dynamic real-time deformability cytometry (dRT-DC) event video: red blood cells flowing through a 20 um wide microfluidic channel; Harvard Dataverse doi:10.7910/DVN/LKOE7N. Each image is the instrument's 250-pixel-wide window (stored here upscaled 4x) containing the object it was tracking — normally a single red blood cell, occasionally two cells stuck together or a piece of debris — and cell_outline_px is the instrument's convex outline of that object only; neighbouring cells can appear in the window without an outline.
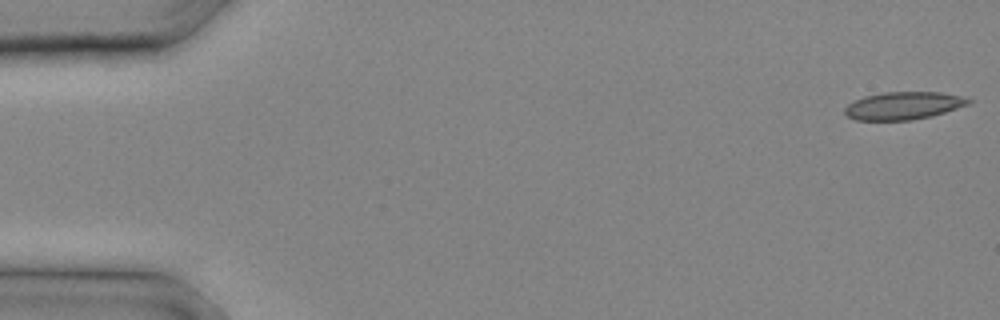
{"species": "common noctule bat (a hibernating species)", "species_latin": "Nyctalus noctula", "temperature_condition": "cold", "stored_images_in_passage": 11, "camera_frame_rate_fps": 3000, "um_per_image_px": 0.085, "animal": {"sex": "male", "body_mass_g": 20.4}, "frame": {"image": 1, "passage_image": 1, "time_ms": 0.0, "image_size_px": [1000, 320], "cell_outline_px": [[972, 100], [968, 104], [932, 116], [912, 120], [856, 120], [848, 116], [844, 112], [844, 108], [848, 104], [864, 96], [884, 92], [940, 92], [960, 96]], "centroid_in_image_um": [76.76, 8.98], "position_along_channel_um": 8.2, "area_um2": 19.77}}
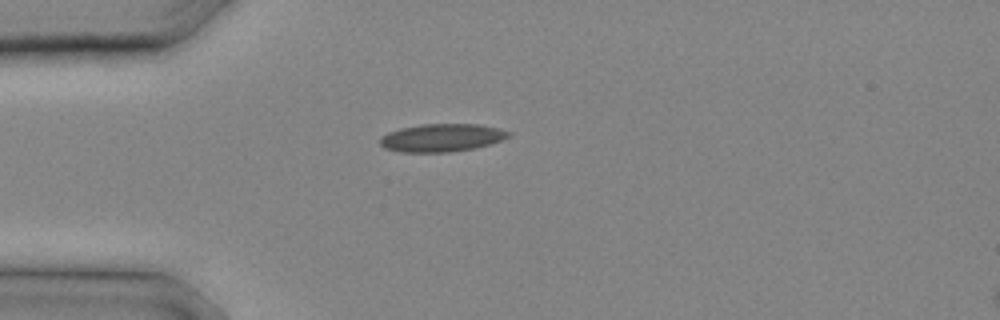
{"frame": {"image": 2, "passage_image": 7, "time_ms": 2.0, "image_size_px": [1000, 320], "cell_outline_px": [[512, 136], [476, 148], [448, 152], [400, 152], [384, 148], [380, 144], [380, 136], [388, 132], [400, 128], [420, 124], [480, 124], [512, 132]], "centroid_in_image_um": [37.53, 11.7], "position_along_channel_um": 47.5, "area_um2": 20.98}}